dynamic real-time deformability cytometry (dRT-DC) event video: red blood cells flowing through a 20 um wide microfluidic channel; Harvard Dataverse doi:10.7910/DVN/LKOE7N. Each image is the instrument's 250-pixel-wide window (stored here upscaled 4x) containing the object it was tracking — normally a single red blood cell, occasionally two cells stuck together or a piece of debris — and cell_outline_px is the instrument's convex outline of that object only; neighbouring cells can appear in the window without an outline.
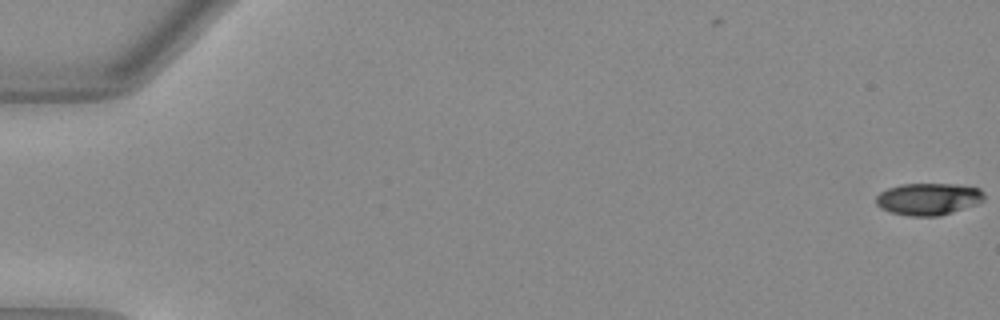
{"species": "Egyptian fruit bat (a non-hibernating species)", "species_latin": "Rousettus aegyptiacus", "temperature_condition": "warm", "stored_images_in_passage": 53, "camera_frame_rate_fps": 3000, "um_per_image_px": 0.085, "animal": {"sex": "female"}, "frame": {"image": 1, "passage_image": 1, "time_ms": 0.0, "image_size_px": [1000, 320], "cell_outline_px": [[984, 200], [976, 204], [940, 216], [908, 216], [892, 212], [880, 208], [876, 204], [876, 196], [880, 192], [888, 188], [904, 184], [956, 184], [980, 188], [984, 192]], "centroid_in_image_um": [78.92, 16.91], "position_along_channel_um": 6.1, "area_um2": 20.17}}
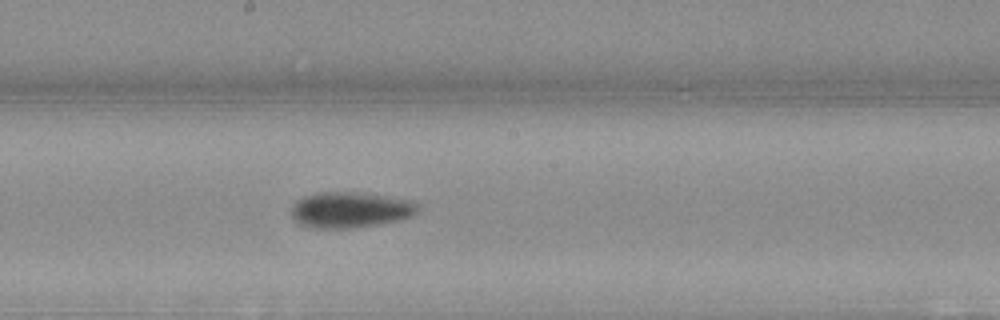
{"frame": {"image": 2, "passage_image": 30, "time_ms": 9.667, "image_size_px": [1000, 320], "cell_outline_px": [[416, 212], [412, 216], [396, 220], [376, 224], [352, 228], [316, 228], [300, 224], [292, 216], [292, 204], [296, 200], [304, 196], [316, 192], [368, 192], [408, 200], [416, 204]], "centroid_in_image_um": [29.72, 17.81], "position_along_channel_um": 218.5, "area_um2": 26.24}}
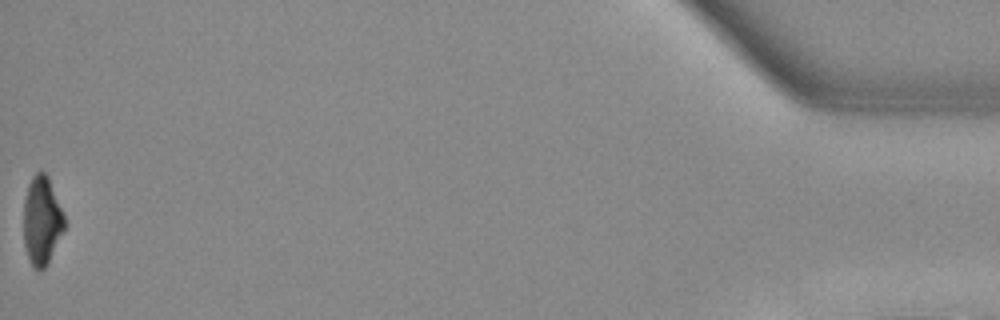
{"frame": {"image": 3, "passage_image": 53, "time_ms": 17.333, "image_size_px": [1000, 320], "cell_outline_px": [[64, 228], [48, 264], [40, 272], [32, 268], [28, 260], [24, 244], [24, 200], [28, 184], [32, 176], [36, 172], [44, 172], [48, 176], [64, 216]], "centroid_in_image_um": [3.53, 18.8], "position_along_channel_um": 431.7, "area_um2": 21.04}, "authors_computed_cell_mechanics": {"area_um2": 22.4842, "velocity_mm_per_s": 4.0089, "shape_relaxation_time_tau1_ms": 3.579, "shape_relaxation_time_tau2_ms": 8.9224, "deformation_change_tau1": 0.1741, "deformation_change_tau2": 0.1738}}